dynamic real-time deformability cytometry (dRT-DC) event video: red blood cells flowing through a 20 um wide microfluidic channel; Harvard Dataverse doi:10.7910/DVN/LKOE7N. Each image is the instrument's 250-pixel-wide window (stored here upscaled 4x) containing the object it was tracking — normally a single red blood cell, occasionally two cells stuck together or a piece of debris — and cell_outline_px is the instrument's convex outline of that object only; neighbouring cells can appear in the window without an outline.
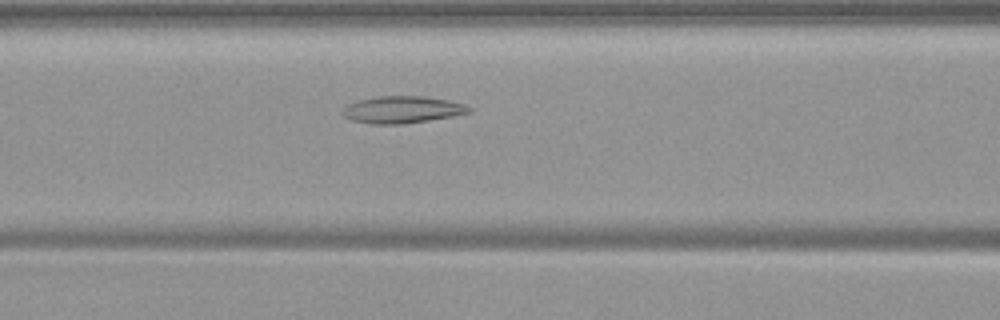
{"species": "common noctule bat (a hibernating species)", "species_latin": "Nyctalus noctula", "temperature_condition": "warm", "stored_images_in_passage": 40, "camera_frame_rate_fps": 3000, "um_per_image_px": 0.085, "animal": {"sex": "female", "body_mass_g": 19.9}, "frame": {"image": 1, "passage_image": 15, "time_ms": 4.667, "image_size_px": [1000, 320], "cell_outline_px": [[472, 112], [452, 116], [404, 124], [368, 124], [352, 120], [344, 116], [340, 112], [340, 108], [356, 100], [376, 96], [424, 96], [452, 100], [464, 104], [472, 108]], "centroid_in_image_um": [34.16, 9.31], "position_along_channel_um": 132.4, "area_um2": 20.29}}
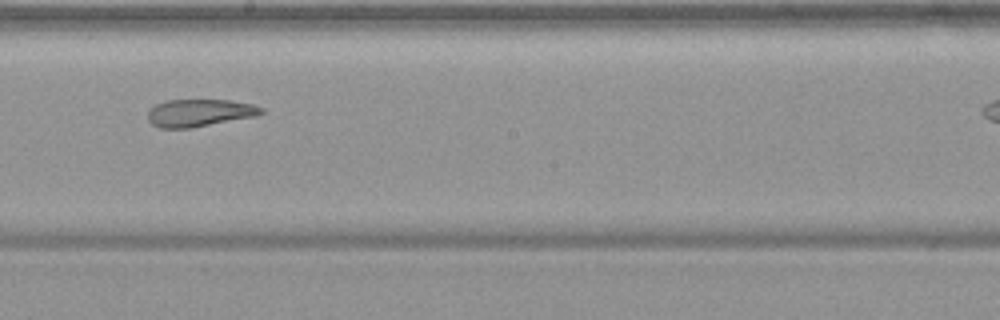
{"frame": {"image": 2, "passage_image": 23, "time_ms": 7.333, "image_size_px": [1000, 320], "cell_outline_px": [[264, 112], [256, 116], [192, 128], [160, 128], [152, 124], [148, 120], [148, 112], [156, 104], [168, 100], [228, 100], [252, 104], [264, 108]], "centroid_in_image_um": [16.97, 9.6], "position_along_channel_um": 231.2, "area_um2": 18.09}}
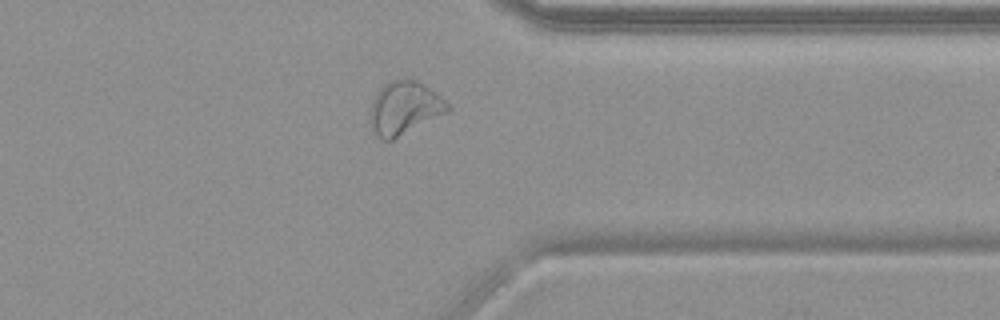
{"frame": {"image": 3, "passage_image": 35, "time_ms": 11.333, "image_size_px": [1000, 320], "cell_outline_px": [[452, 108], [392, 140], [380, 140], [376, 136], [372, 128], [372, 100], [376, 92], [384, 84], [392, 80], [416, 80], [436, 92], [452, 104]], "centroid_in_image_um": [34.38, 9.17], "position_along_channel_um": 377.0, "area_um2": 23.47}, "authors_computed_cell_mechanics": {"area_um2": 20.6924, "velocity_mm_per_s": 3.7258, "shape_relaxation_time_tau1_ms": null, "shape_relaxation_time_tau2_ms": 4.3697, "deformation_change_tau1": null, "deformation_change_tau2": 0.1301}}